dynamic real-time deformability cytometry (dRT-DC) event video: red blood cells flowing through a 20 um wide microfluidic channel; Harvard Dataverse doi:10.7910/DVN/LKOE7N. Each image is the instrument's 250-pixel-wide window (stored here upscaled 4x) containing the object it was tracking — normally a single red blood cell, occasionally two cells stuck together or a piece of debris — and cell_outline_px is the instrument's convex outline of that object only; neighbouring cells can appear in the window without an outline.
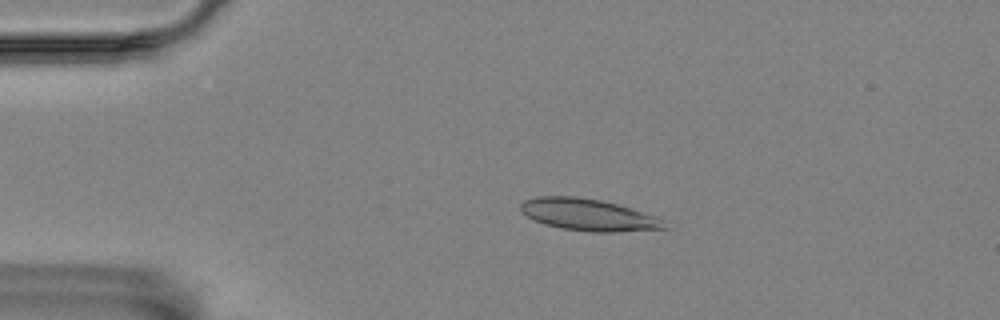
{"species": "Egyptian fruit bat (a non-hibernating species)", "species_latin": "Rousettus aegyptiacus", "temperature_condition": "room temperature", "stored_images_in_passage": 7, "camera_frame_rate_fps": 3000, "um_per_image_px": 0.085, "animal": {"sex": "female"}, "frame": {"image": 1, "passage_image": 4, "time_ms": 1.0, "image_size_px": [1000, 320], "cell_outline_px": [[668, 228], [612, 232], [592, 232], [560, 228], [544, 224], [532, 220], [520, 212], [520, 204], [524, 200], [536, 196], [576, 196], [600, 200], [632, 208], [664, 220]], "centroid_in_image_um": [49.94, 18.25], "position_along_channel_um": 35.1, "area_um2": 26.76}}